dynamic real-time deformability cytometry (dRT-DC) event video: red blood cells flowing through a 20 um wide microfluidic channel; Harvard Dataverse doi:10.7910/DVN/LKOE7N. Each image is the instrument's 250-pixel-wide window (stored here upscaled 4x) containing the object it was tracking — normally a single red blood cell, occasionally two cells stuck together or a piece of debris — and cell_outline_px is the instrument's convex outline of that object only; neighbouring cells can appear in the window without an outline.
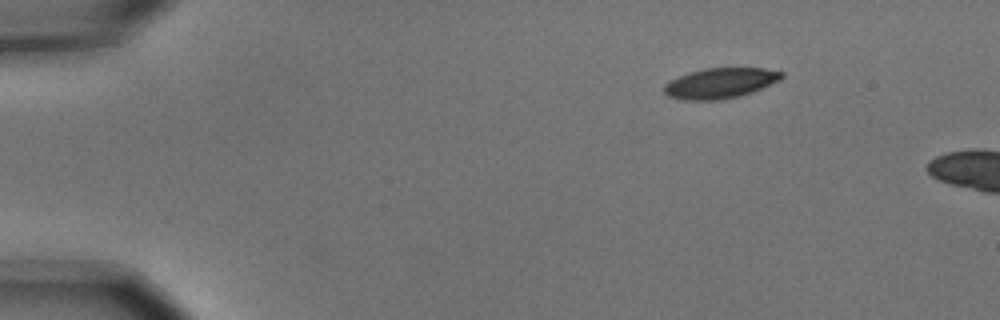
{"species": "common noctule bat (a hibernating species)", "species_latin": "Nyctalus noctula", "temperature_condition": "cold", "stored_images_in_passage": 3, "camera_frame_rate_fps": 3000, "um_per_image_px": 0.085, "animal": {"sex": "male", "body_mass_g": 15.6}, "frame": {"image": 1, "passage_image": 1, "time_ms": 0.0, "image_size_px": [1000, 320], "cell_outline_px": [[784, 76], [780, 80], [752, 92], [740, 96], [720, 100], [684, 100], [668, 96], [664, 92], [664, 84], [688, 72], [704, 68], [764, 68], [784, 72]], "centroid_in_image_um": [61.23, 7.07], "position_along_channel_um": 23.8, "area_um2": 20.81}}